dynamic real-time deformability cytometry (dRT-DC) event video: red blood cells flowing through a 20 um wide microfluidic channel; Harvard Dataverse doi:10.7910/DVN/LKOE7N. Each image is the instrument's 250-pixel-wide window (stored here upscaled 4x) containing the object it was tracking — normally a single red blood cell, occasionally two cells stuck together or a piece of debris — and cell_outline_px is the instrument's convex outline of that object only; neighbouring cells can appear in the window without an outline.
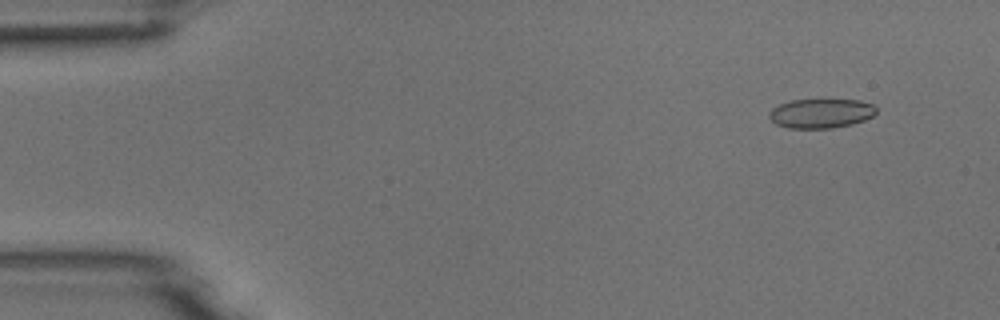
{"species": "common noctule bat (a hibernating species)", "species_latin": "Nyctalus noctula", "temperature_condition": "room temperature", "stored_images_in_passage": 6, "camera_frame_rate_fps": 3000, "um_per_image_px": 0.085, "animal": {"sex": "male", "body_mass_g": 18.8}, "frame": {"image": 1, "passage_image": 2, "time_ms": 1.333, "image_size_px": [1000, 320], "cell_outline_px": [[876, 112], [872, 116], [864, 120], [852, 124], [832, 128], [788, 128], [776, 124], [768, 116], [768, 112], [772, 108], [780, 104], [792, 100], [860, 100], [872, 104], [876, 108]], "centroid_in_image_um": [69.77, 9.64], "position_along_channel_um": 15.2, "area_um2": 18.26}}
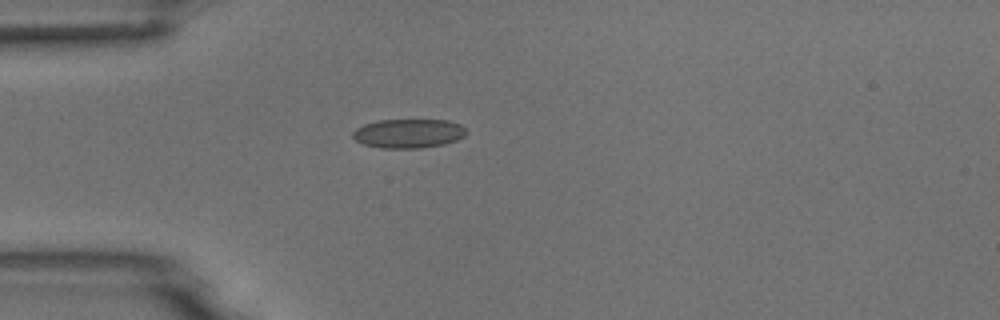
{"frame": {"image": 2, "passage_image": 5, "time_ms": 4.667, "image_size_px": [1000, 320], "cell_outline_px": [[464, 136], [456, 140], [444, 144], [420, 148], [380, 148], [364, 144], [356, 140], [352, 136], [352, 132], [356, 128], [364, 124], [380, 120], [448, 120], [460, 124], [464, 128]], "centroid_in_image_um": [34.69, 11.34], "position_along_channel_um": 50.3, "area_um2": 19.13}}